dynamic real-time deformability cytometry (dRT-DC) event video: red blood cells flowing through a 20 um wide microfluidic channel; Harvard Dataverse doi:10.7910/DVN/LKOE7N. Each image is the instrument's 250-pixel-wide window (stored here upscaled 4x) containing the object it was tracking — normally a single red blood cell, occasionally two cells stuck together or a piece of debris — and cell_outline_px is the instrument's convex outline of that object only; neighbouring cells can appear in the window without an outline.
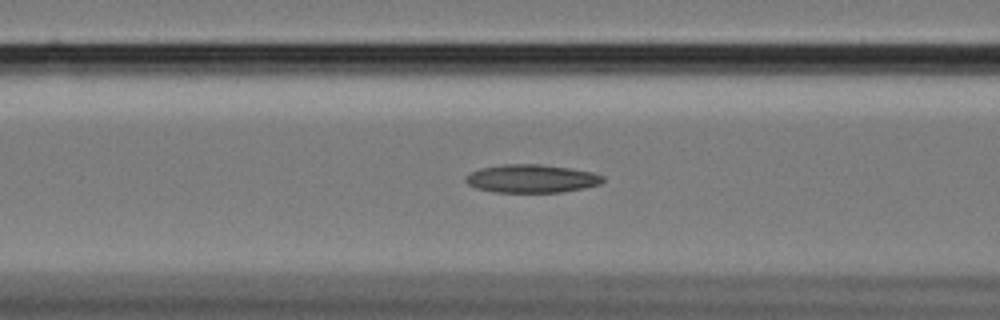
{"species": "Egyptian fruit bat (a non-hibernating species)", "species_latin": "Rousettus aegyptiacus", "temperature_condition": "cold", "stored_images_in_passage": 35, "camera_frame_rate_fps": 3000, "um_per_image_px": 0.085, "animal": {"sex": "female"}, "frame": {"image": 1, "passage_image": 11, "time_ms": 3.333, "image_size_px": [1000, 320], "cell_outline_px": [[604, 180], [600, 184], [584, 188], [560, 192], [492, 192], [476, 188], [468, 184], [464, 180], [464, 176], [480, 168], [500, 164], [540, 164], [568, 168], [592, 172], [604, 176]], "centroid_in_image_um": [45.15, 15.18], "position_along_channel_um": 121.5, "area_um2": 22.6}}
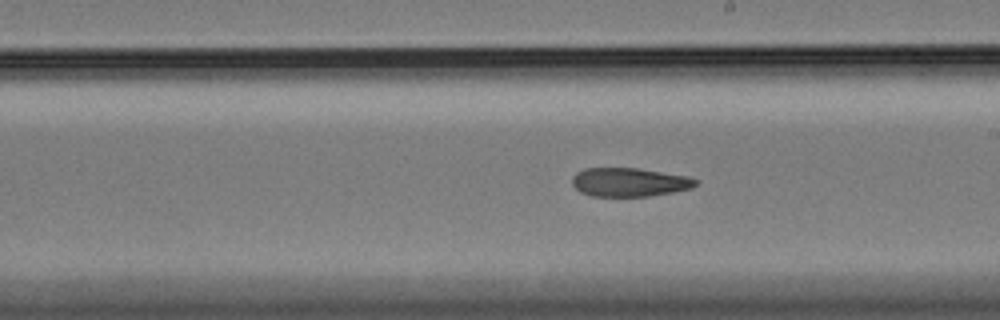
{"frame": {"image": 2, "passage_image": 21, "time_ms": 6.667, "image_size_px": [1000, 320], "cell_outline_px": [[700, 180], [692, 188], [672, 192], [648, 196], [592, 196], [580, 192], [572, 184], [572, 176], [576, 172], [584, 168], [640, 168], [688, 176]], "centroid_in_image_um": [53.49, 15.47], "position_along_channel_um": 235.5, "area_um2": 20.81}}
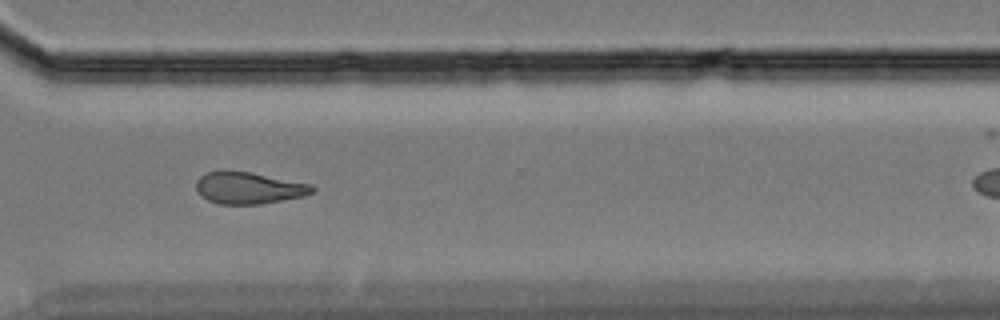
{"frame": {"image": 3, "passage_image": 31, "time_ms": 10.0, "image_size_px": [1000, 320], "cell_outline_px": [[316, 192], [304, 196], [260, 204], [220, 204], [208, 200], [200, 196], [196, 188], [196, 180], [200, 176], [208, 172], [224, 168], [252, 172], [312, 184], [316, 188]], "centroid_in_image_um": [21.14, 15.94], "position_along_channel_um": 349.5, "area_um2": 22.08}, "authors_computed_cell_mechanics": {"area_um2": 22.0218, "velocity_mm_per_s": 3.4271, "shape_relaxation_time_tau1_ms": null, "shape_relaxation_time_tau2_ms": 7.6206, "deformation_change_tau1": null, "deformation_change_tau2": 0.1579}}